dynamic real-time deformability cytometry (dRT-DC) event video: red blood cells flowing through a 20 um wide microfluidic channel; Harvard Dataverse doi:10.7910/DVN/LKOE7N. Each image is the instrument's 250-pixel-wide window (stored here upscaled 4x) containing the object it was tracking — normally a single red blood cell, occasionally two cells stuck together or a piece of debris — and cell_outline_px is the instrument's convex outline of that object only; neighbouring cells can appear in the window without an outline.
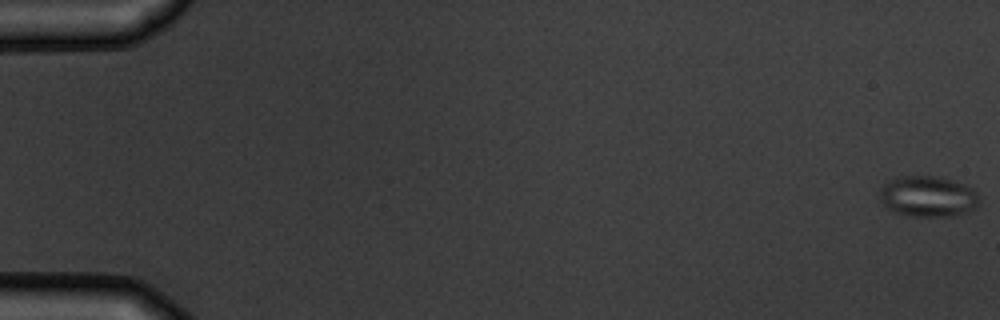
{"species": "common noctule bat (a hibernating species)", "species_latin": "Nyctalus noctula", "temperature_condition": "warm", "stored_images_in_passage": 5, "camera_frame_rate_fps": 3000, "um_per_image_px": 0.085, "animal": {"sex": "male", "body_mass_g": 19.5, "forearm_length_mm": 54.6}, "frame": {"image": 1, "passage_image": 1, "time_ms": 0.0, "image_size_px": [1000, 320], "cell_outline_px": [[980, 204], [976, 208], [968, 212], [952, 216], [912, 216], [896, 212], [888, 208], [880, 200], [880, 188], [888, 180], [900, 176], [940, 176], [964, 184], [972, 188], [976, 192], [980, 200]], "centroid_in_image_um": [78.9, 16.69], "position_along_channel_um": 6.1, "area_um2": 23.87}}